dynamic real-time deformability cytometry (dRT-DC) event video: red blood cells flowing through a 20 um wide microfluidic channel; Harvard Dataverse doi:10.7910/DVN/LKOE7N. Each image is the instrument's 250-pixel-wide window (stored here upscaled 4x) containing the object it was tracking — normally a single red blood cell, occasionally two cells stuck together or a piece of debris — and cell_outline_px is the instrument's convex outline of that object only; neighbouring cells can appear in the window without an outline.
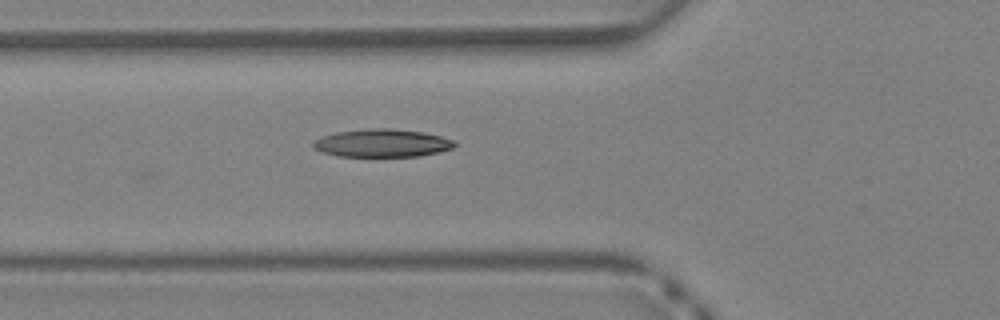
{"species": "Egyptian fruit bat (a non-hibernating species)", "species_latin": "Rousettus aegyptiacus", "temperature_condition": "warm", "stored_images_in_passage": 22, "camera_frame_rate_fps": 3000, "um_per_image_px": 0.085, "animal": {"sex": "female"}, "frame": {"image": 1, "passage_image": 2, "time_ms": 0.333, "image_size_px": [1000, 320], "cell_outline_px": [[456, 144], [452, 148], [440, 152], [420, 156], [340, 156], [320, 152], [312, 148], [312, 140], [320, 136], [336, 132], [364, 128], [392, 128], [424, 132], [440, 136], [452, 140]], "centroid_in_image_um": [32.41, 12.15], "position_along_channel_um": 93.4, "area_um2": 23.29}}
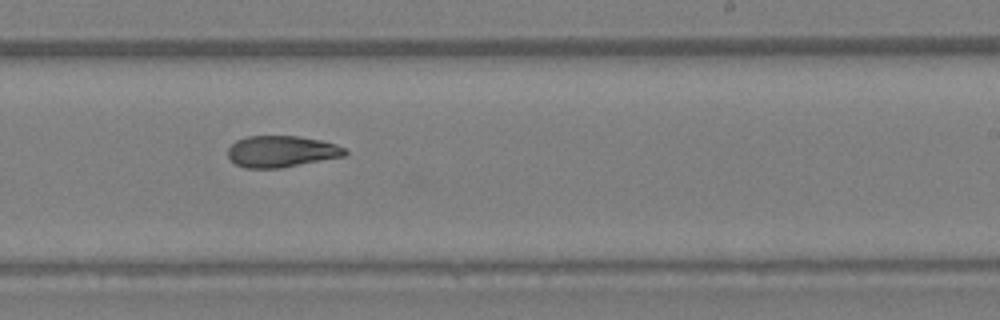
{"frame": {"image": 2, "passage_image": 12, "time_ms": 3.667, "image_size_px": [1000, 320], "cell_outline_px": [[348, 152], [344, 156], [280, 168], [244, 168], [236, 164], [228, 156], [228, 148], [236, 140], [248, 136], [296, 136], [320, 140], [336, 144], [344, 148]], "centroid_in_image_um": [23.91, 12.87], "position_along_channel_um": 265.1, "area_um2": 21.33}}
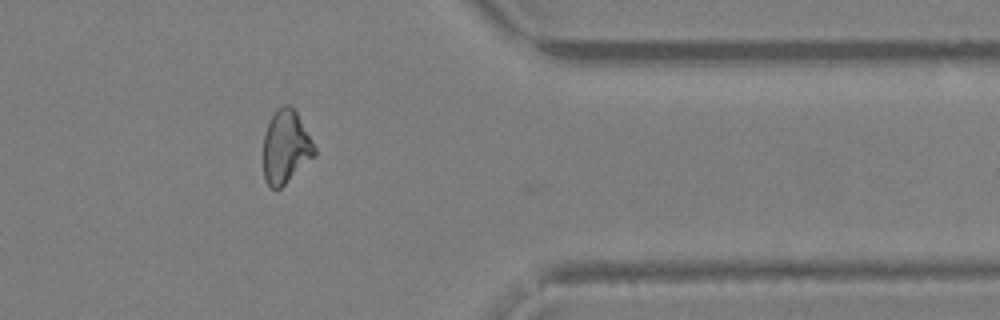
{"frame": {"image": 3, "passage_image": 20, "time_ms": 6.333, "image_size_px": [1000, 320], "cell_outline_px": [[316, 156], [280, 188], [272, 188], [264, 180], [264, 136], [268, 120], [276, 108], [284, 104], [288, 104], [296, 112], [312, 140], [316, 148]], "centroid_in_image_um": [24.29, 12.47], "position_along_channel_um": 387.1, "area_um2": 21.85}}